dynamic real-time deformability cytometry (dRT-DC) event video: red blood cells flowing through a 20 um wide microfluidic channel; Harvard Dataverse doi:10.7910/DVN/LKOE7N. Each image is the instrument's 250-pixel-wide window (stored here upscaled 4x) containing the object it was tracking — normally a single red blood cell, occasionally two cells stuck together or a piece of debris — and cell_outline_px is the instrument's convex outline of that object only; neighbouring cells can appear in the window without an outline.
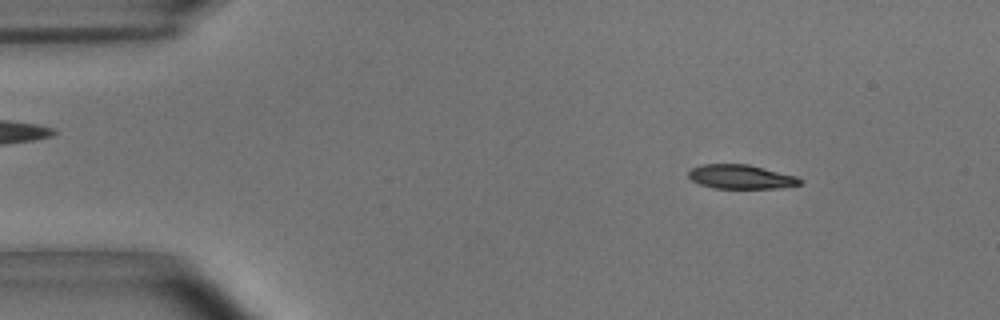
{"species": "common noctule bat (a hibernating species)", "species_latin": "Nyctalus noctula", "temperature_condition": "room temperature", "stored_images_in_passage": 17, "camera_frame_rate_fps": 3000, "um_per_image_px": 0.085, "animal": {"sex": "male", "body_mass_g": 15.6}, "frame": {"image": 1, "passage_image": 6, "time_ms": 1.667, "image_size_px": [1000, 320], "cell_outline_px": [[804, 180], [800, 184], [776, 188], [716, 188], [700, 184], [692, 180], [688, 176], [688, 172], [692, 168], [704, 164], [748, 164], [796, 176]], "centroid_in_image_um": [62.98, 15.02], "position_along_channel_um": 22.0, "area_um2": 15.49}}
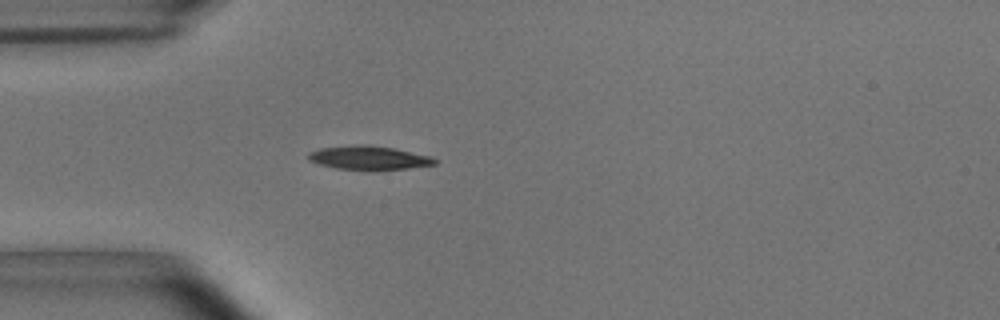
{"frame": {"image": 2, "passage_image": 14, "time_ms": 4.333, "image_size_px": [1000, 320], "cell_outline_px": [[436, 164], [408, 168], [372, 172], [364, 172], [336, 168], [320, 164], [308, 160], [308, 152], [320, 148], [356, 144], [368, 144], [392, 148], [432, 156], [436, 160]], "centroid_in_image_um": [31.34, 13.44], "position_along_channel_um": 53.7, "area_um2": 18.09}}